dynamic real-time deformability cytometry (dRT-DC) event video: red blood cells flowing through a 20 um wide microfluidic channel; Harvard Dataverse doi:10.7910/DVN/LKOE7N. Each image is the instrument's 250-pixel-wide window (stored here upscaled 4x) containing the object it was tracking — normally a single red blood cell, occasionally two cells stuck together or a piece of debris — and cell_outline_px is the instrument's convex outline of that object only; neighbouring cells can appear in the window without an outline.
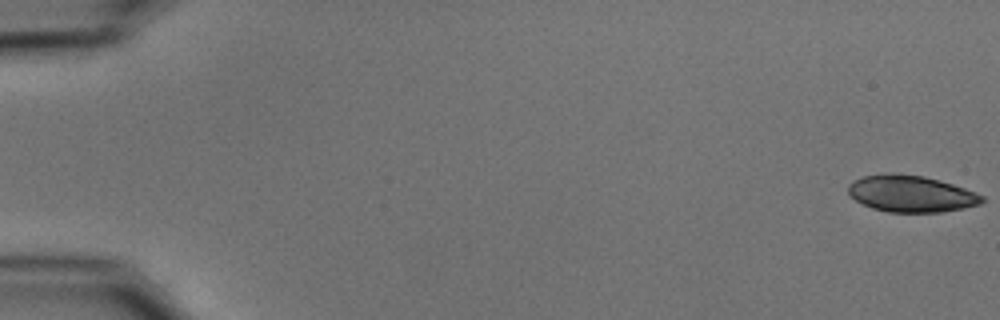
{"species": "common noctule bat (a hibernating species)", "species_latin": "Nyctalus noctula", "temperature_condition": "cold", "stored_images_in_passage": 54, "camera_frame_rate_fps": 3000, "um_per_image_px": 0.085, "animal": {"sex": "male", "body_mass_g": 15.6}, "frame": {"image": 1, "passage_image": 1, "time_ms": 0.0, "image_size_px": [1000, 320], "cell_outline_px": [[984, 200], [980, 204], [964, 208], [944, 212], [888, 212], [872, 208], [856, 200], [848, 192], [848, 184], [864, 176], [892, 172], [924, 176], [940, 180], [976, 192], [984, 196]], "centroid_in_image_um": [77.46, 16.46], "position_along_channel_um": 7.5, "area_um2": 28.55}}